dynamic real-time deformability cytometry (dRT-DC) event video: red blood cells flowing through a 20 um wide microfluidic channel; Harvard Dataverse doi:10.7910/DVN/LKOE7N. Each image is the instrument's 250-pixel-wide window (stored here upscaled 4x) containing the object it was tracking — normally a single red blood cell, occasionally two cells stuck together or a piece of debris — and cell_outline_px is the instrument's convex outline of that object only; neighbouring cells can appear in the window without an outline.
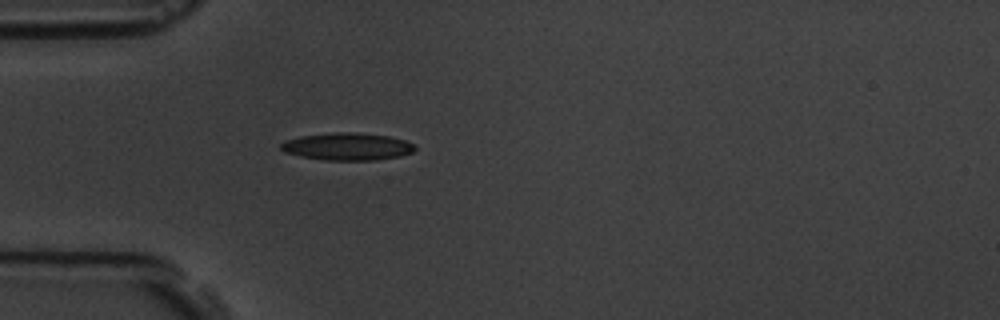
{"species": "common noctule bat (a hibernating species)", "species_latin": "Nyctalus noctula", "temperature_condition": "room temperature", "stored_images_in_passage": 1, "camera_frame_rate_fps": 3000, "um_per_image_px": 0.085, "animal": {"sex": "male", "body_mass_g": 19.5, "forearm_length_mm": 54.6}, "frame": {"image": 1, "passage_image": 1, "time_ms": 0.0, "image_size_px": [1000, 320], "cell_outline_px": [[416, 148], [412, 152], [400, 156], [376, 160], [324, 160], [300, 156], [284, 152], [280, 148], [280, 144], [284, 140], [300, 136], [336, 132], [356, 132], [388, 136], [404, 140], [416, 144]], "centroid_in_image_um": [29.51, 12.45], "position_along_channel_um": 55.5, "area_um2": 21.5}}